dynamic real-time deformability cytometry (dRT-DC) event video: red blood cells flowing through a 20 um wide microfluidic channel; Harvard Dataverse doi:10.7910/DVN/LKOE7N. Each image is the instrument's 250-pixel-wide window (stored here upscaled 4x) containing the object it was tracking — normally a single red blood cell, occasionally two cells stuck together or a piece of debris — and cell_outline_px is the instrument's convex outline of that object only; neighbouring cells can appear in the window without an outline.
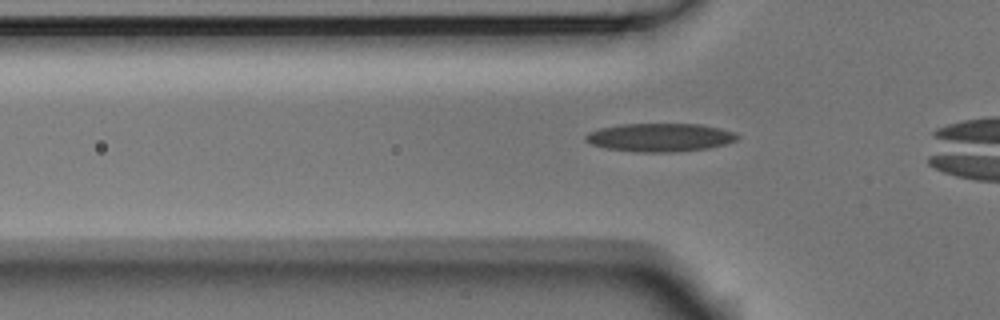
{"species": "Egyptian fruit bat (a non-hibernating species)", "species_latin": "Rousettus aegyptiacus", "temperature_condition": "room temperature", "stored_images_in_passage": 38, "camera_frame_rate_fps": 3000, "um_per_image_px": 0.085, "animal": {"sex": "male"}, "frame": {"image": 1, "passage_image": 12, "time_ms": 3.667, "image_size_px": [1000, 320], "cell_outline_px": [[740, 136], [736, 140], [724, 144], [708, 148], [676, 152], [636, 152], [604, 148], [592, 144], [584, 140], [584, 136], [588, 132], [600, 128], [620, 124], [700, 124], [720, 128], [736, 132]], "centroid_in_image_um": [56.08, 11.68], "position_along_channel_um": 69.7, "area_um2": 25.2}}
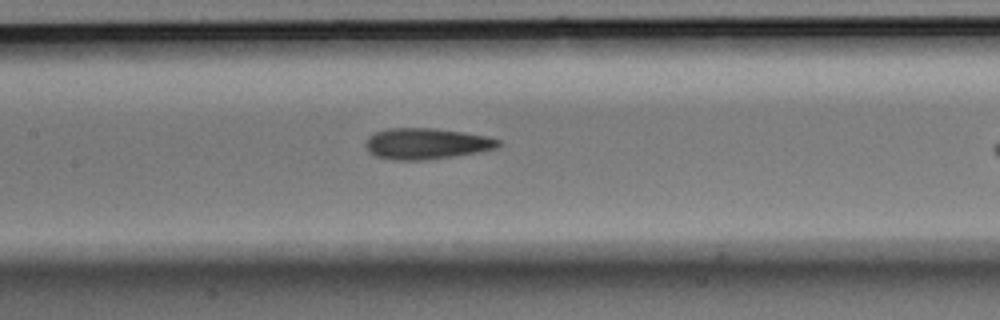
{"frame": {"image": 2, "passage_image": 20, "time_ms": 6.333, "image_size_px": [1000, 320], "cell_outline_px": [[504, 144], [496, 148], [480, 152], [452, 156], [420, 160], [392, 160], [376, 156], [368, 152], [364, 144], [368, 136], [376, 132], [388, 128], [436, 128], [464, 132], [488, 136], [500, 140]], "centroid_in_image_um": [36.25, 12.2], "position_along_channel_um": 171.1, "area_um2": 24.22}}
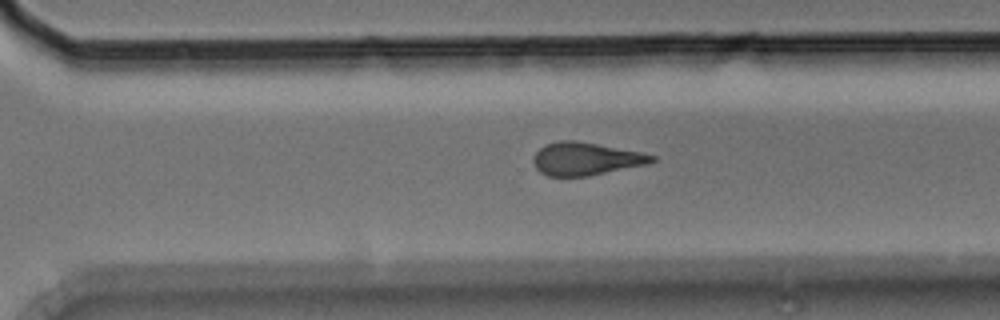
{"frame": {"image": 3, "passage_image": 32, "time_ms": 10.333, "image_size_px": [1000, 320], "cell_outline_px": [[656, 160], [648, 164], [588, 176], [548, 176], [540, 172], [536, 168], [532, 160], [536, 152], [540, 148], [548, 144], [560, 140], [576, 140], [640, 152], [656, 156]], "centroid_in_image_um": [49.79, 13.5], "position_along_channel_um": 320.8, "area_um2": 22.54}}